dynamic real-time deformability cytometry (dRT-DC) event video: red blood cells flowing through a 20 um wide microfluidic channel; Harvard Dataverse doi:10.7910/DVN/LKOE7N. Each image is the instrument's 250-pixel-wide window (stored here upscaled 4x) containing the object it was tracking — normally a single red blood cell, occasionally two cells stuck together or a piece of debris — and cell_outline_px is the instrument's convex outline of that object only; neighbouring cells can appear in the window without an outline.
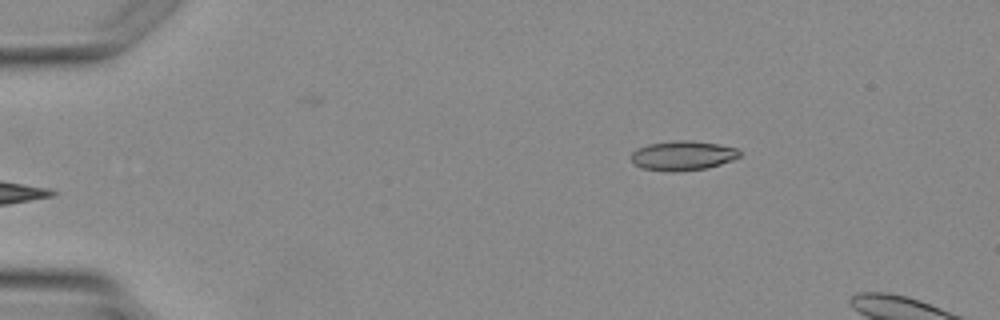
{"species": "Egyptian fruit bat (a non-hibernating species)", "species_latin": "Rousettus aegyptiacus", "temperature_condition": "warm", "stored_images_in_passage": 2, "camera_frame_rate_fps": 3000, "um_per_image_px": 0.085, "animal": {"sex": "female"}, "frame": {"image": 1, "passage_image": 2, "time_ms": 1.333, "image_size_px": [1000, 320], "cell_outline_px": [[740, 156], [732, 160], [720, 164], [704, 168], [676, 172], [672, 172], [640, 168], [632, 164], [632, 152], [636, 148], [648, 144], [676, 140], [692, 140], [720, 144], [736, 148], [740, 152]], "centroid_in_image_um": [58.0, 13.22], "position_along_channel_um": 27.0, "area_um2": 18.79}}